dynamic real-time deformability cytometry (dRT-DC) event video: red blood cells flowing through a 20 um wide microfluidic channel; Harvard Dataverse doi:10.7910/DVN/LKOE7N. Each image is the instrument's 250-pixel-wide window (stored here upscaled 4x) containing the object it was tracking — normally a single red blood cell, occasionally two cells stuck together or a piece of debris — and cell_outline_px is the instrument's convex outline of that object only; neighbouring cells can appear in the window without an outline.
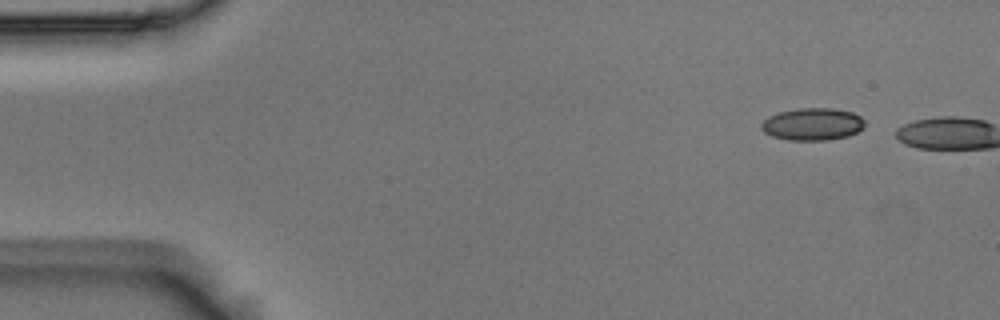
{"species": "Egyptian fruit bat (a non-hibernating species)", "species_latin": "Rousettus aegyptiacus", "temperature_condition": "room temperature", "stored_images_in_passage": 2, "camera_frame_rate_fps": 3000, "um_per_image_px": 0.085, "animal": {"sex": "male"}, "frame": {"image": 1, "passage_image": 1, "time_ms": 0.0, "image_size_px": [1000, 320], "cell_outline_px": [[864, 128], [848, 136], [824, 140], [788, 140], [772, 136], [764, 132], [760, 128], [760, 124], [768, 116], [780, 112], [800, 108], [832, 108], [852, 112], [860, 116], [864, 120]], "centroid_in_image_um": [69.05, 10.55], "position_along_channel_um": 15.9, "area_um2": 19.48}}